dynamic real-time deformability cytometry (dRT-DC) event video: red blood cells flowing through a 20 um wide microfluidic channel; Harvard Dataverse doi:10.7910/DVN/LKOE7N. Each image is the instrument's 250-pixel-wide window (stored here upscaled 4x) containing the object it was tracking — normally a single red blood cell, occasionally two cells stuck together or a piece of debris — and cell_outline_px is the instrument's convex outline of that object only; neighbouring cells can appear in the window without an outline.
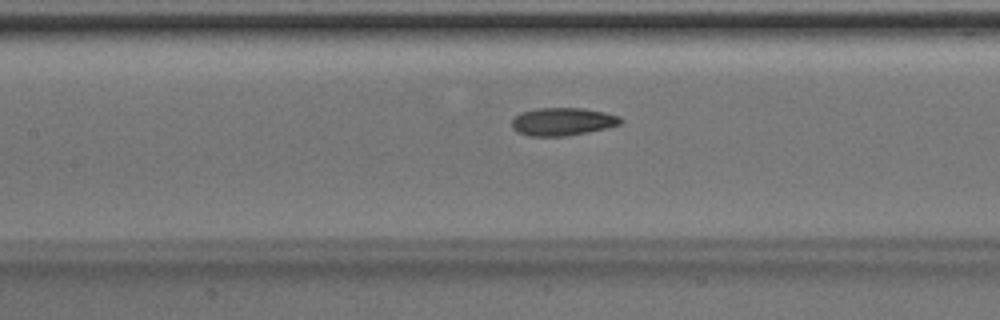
{"species": "Egyptian fruit bat (a non-hibernating species)", "species_latin": "Rousettus aegyptiacus", "temperature_condition": "room temperature", "stored_images_in_passage": 35, "camera_frame_rate_fps": 3000, "um_per_image_px": 0.085, "animal": {"sex": "male"}, "frame": {"image": 1, "passage_image": 17, "time_ms": 5.333, "image_size_px": [1000, 320], "cell_outline_px": [[624, 120], [620, 124], [588, 132], [564, 136], [528, 136], [516, 132], [512, 128], [512, 120], [520, 112], [536, 108], [584, 108], [604, 112], [620, 116]], "centroid_in_image_um": [47.8, 10.33], "position_along_channel_um": 159.6, "area_um2": 17.74}}
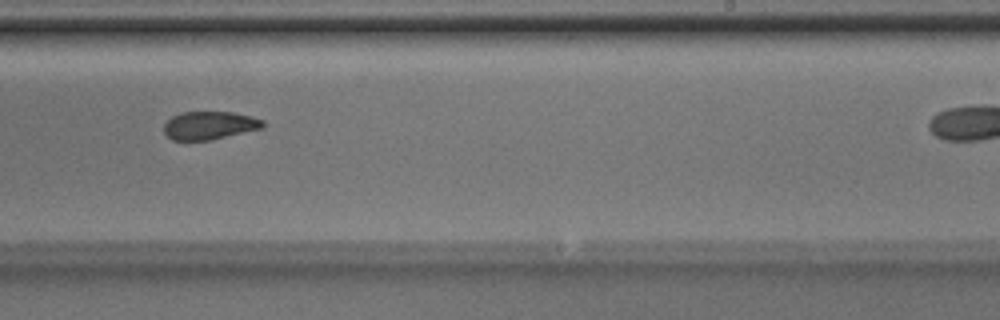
{"frame": {"image": 2, "passage_image": 25, "time_ms": 8.0, "image_size_px": [1000, 320], "cell_outline_px": [[264, 128], [208, 140], [172, 140], [164, 132], [164, 124], [172, 116], [180, 112], [232, 112], [252, 116], [264, 120]], "centroid_in_image_um": [17.82, 10.65], "position_along_channel_um": 271.2, "area_um2": 16.18}}
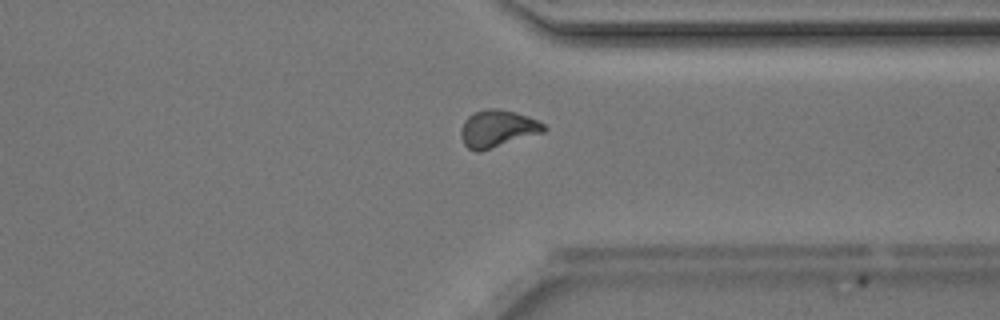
{"frame": {"image": 3, "passage_image": 32, "time_ms": 10.333, "image_size_px": [1000, 320], "cell_outline_px": [[548, 128], [544, 132], [480, 152], [476, 152], [468, 148], [464, 144], [460, 136], [460, 128], [464, 120], [472, 112], [488, 108], [500, 108], [516, 112], [528, 116], [544, 124]], "centroid_in_image_um": [42.26, 10.93], "position_along_channel_um": 369.1, "area_um2": 18.26}}